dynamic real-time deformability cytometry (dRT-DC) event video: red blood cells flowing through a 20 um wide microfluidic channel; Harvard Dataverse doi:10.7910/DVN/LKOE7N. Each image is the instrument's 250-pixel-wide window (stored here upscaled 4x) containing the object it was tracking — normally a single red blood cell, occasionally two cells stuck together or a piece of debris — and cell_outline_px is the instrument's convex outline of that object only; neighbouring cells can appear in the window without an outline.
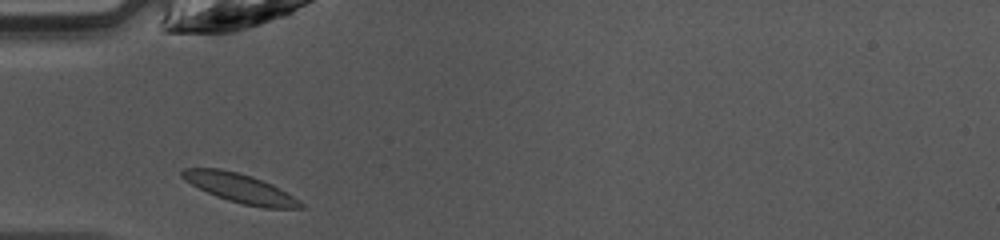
{"species": "common noctule bat (a hibernating species)", "species_latin": "Nyctalus noctula", "temperature_condition": "warm", "stored_images_in_passage": 25, "camera_frame_rate_fps": 3000, "um_per_image_px": 0.085, "animal": {"sex": "female", "body_mass_g": 10.0, "forearm_length_mm": 53.1}, "frame": {"image": 1, "passage_image": 1, "time_ms": 0.0, "image_size_px": [1000, 240], "cell_outline_px": [[304, 208], [264, 208], [244, 204], [228, 200], [216, 196], [184, 180], [180, 176], [180, 172], [184, 168], [220, 168], [252, 176], [272, 184], [280, 188], [300, 200], [304, 204]], "centroid_in_image_um": [20.42, 15.99], "position_along_channel_um": 64.6, "area_um2": 20.0}}
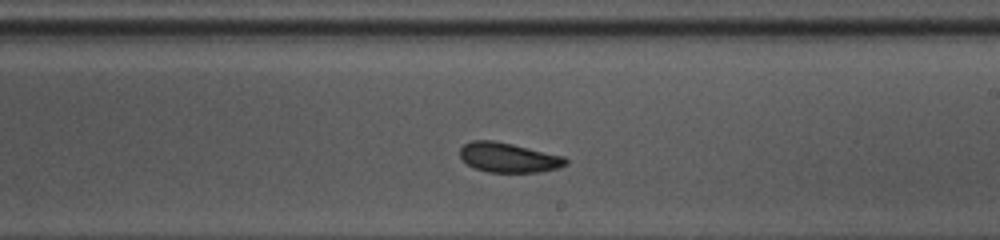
{"frame": {"image": 2, "passage_image": 14, "time_ms": 4.333, "image_size_px": [1000, 240], "cell_outline_px": [[568, 164], [560, 168], [540, 172], [488, 172], [476, 168], [468, 164], [460, 156], [460, 148], [464, 144], [472, 140], [492, 140], [512, 144], [564, 156], [568, 160]], "centroid_in_image_um": [43.26, 13.39], "position_along_channel_um": 245.7, "area_um2": 18.26}}
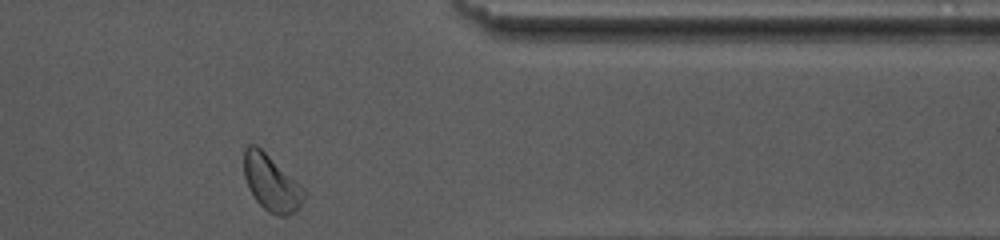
{"frame": {"image": 3, "passage_image": 25, "time_ms": 8.0, "image_size_px": [1000, 240], "cell_outline_px": [[304, 196], [300, 204], [288, 216], [280, 216], [268, 212], [256, 200], [248, 188], [244, 176], [244, 148], [248, 144], [256, 144], [300, 184], [304, 188]], "centroid_in_image_um": [23.02, 15.53], "position_along_channel_um": 388.4, "area_um2": 19.31}, "authors_computed_cell_mechanics": {"area_um2": 18.2648, "velocity_mm_per_s": 4.2045, "shape_relaxation_time_tau1_ms": 2.23, "shape_relaxation_time_tau2_ms": null, "deformation_change_tau1": 0.0899, "deformation_change_tau2": null}}